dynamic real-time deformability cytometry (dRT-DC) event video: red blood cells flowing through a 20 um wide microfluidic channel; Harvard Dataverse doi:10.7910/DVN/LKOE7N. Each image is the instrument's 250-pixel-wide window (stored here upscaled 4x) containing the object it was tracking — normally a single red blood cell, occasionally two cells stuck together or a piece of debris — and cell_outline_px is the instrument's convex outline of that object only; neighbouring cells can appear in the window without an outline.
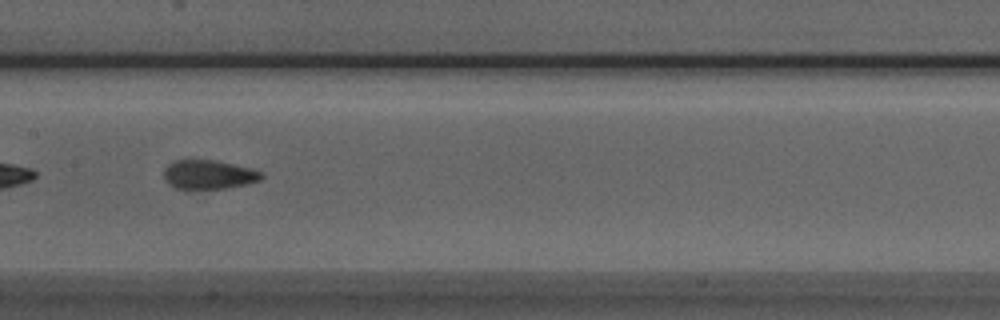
{"species": "Egyptian fruit bat (a non-hibernating species)", "species_latin": "Rousettus aegyptiacus", "temperature_condition": "room temperature", "stored_images_in_passage": 38, "segment_of_instrument_passage": [2, 2], "camera_frame_rate_fps": 3000, "um_per_image_px": 0.085, "animal": {"sex": "male"}, "frame": {"image": 1, "passage_image": 19, "time_ms": 6.0, "image_size_px": [1000, 320], "cell_outline_px": [[264, 176], [260, 180], [248, 184], [224, 188], [188, 192], [184, 192], [168, 184], [164, 180], [164, 168], [168, 164], [176, 160], [216, 160], [252, 168], [260, 172]], "centroid_in_image_um": [17.68, 14.88], "position_along_channel_um": 189.7, "area_um2": 17.22}}
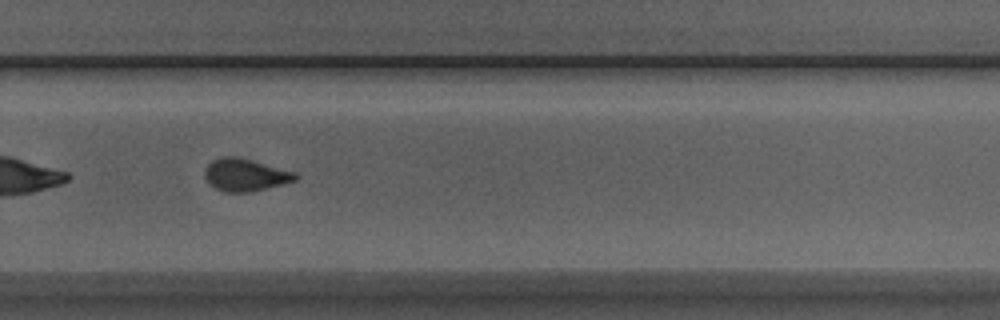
{"frame": {"image": 2, "passage_image": 28, "time_ms": 9.0, "image_size_px": [1000, 320], "cell_outline_px": [[300, 176], [296, 180], [284, 184], [248, 192], [224, 192], [216, 188], [204, 176], [204, 168], [212, 160], [224, 156], [240, 156], [296, 172]], "centroid_in_image_um": [20.88, 14.84], "position_along_channel_um": 308.9, "area_um2": 17.28}}
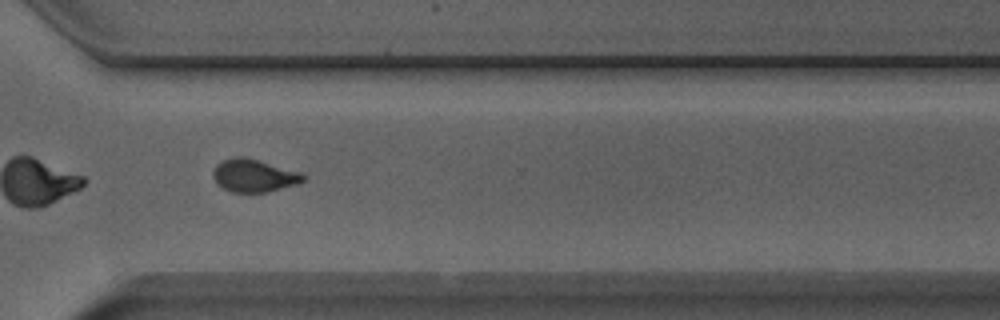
{"frame": {"image": 3, "passage_image": 31, "time_ms": 10.0, "image_size_px": [1000, 320], "cell_outline_px": [[304, 180], [296, 184], [268, 192], [232, 192], [216, 184], [212, 176], [212, 172], [216, 164], [224, 160], [236, 156], [244, 156], [300, 172], [304, 176]], "centroid_in_image_um": [21.53, 14.92], "position_along_channel_um": 349.1, "area_um2": 17.11}}